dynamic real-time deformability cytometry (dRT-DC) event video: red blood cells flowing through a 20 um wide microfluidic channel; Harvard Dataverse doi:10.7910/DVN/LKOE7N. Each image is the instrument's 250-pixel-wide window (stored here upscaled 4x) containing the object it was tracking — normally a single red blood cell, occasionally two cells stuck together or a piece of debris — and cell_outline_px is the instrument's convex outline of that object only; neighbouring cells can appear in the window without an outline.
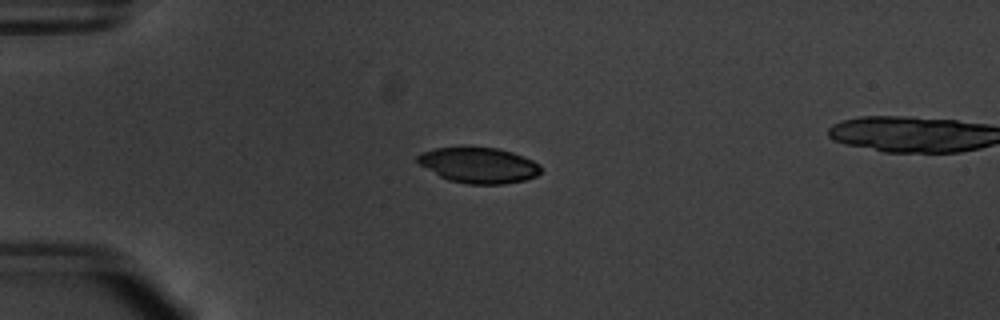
{"species": "common noctule bat (a hibernating species)", "species_latin": "Nyctalus noctula", "temperature_condition": "warm", "stored_images_in_passage": 56, "camera_frame_rate_fps": 3000, "um_per_image_px": 0.085, "animal": {"sex": "male", "body_mass_g": 20.1, "forearm_length_mm": 53.5}, "frame": {"image": 1, "passage_image": 16, "time_ms": 5.0, "image_size_px": [1000, 320], "cell_outline_px": [[540, 172], [536, 176], [524, 180], [504, 184], [468, 184], [448, 180], [440, 176], [420, 164], [416, 160], [416, 156], [420, 152], [436, 148], [496, 148], [512, 152], [524, 156], [540, 164]], "centroid_in_image_um": [40.7, 14.05], "position_along_channel_um": 44.3, "area_um2": 25.32}}
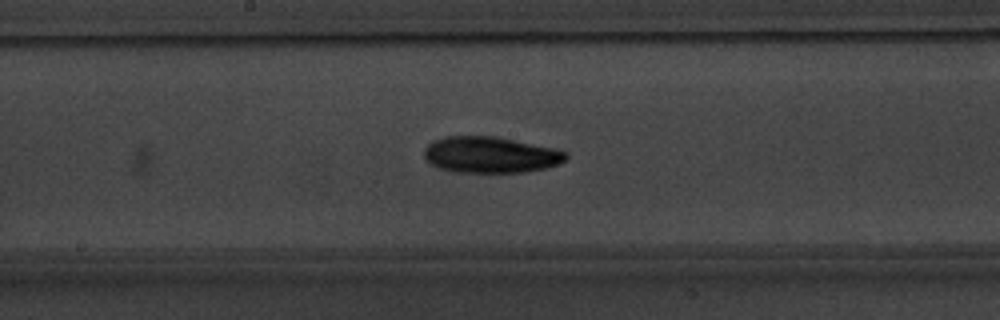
{"frame": {"image": 2, "passage_image": 31, "time_ms": 10.0, "image_size_px": [1000, 320], "cell_outline_px": [[568, 156], [564, 160], [548, 168], [524, 172], [456, 172], [440, 168], [432, 164], [424, 156], [424, 148], [432, 140], [444, 136], [496, 136], [556, 148], [568, 152]], "centroid_in_image_um": [41.7, 13.14], "position_along_channel_um": 206.5, "area_um2": 30.06}}
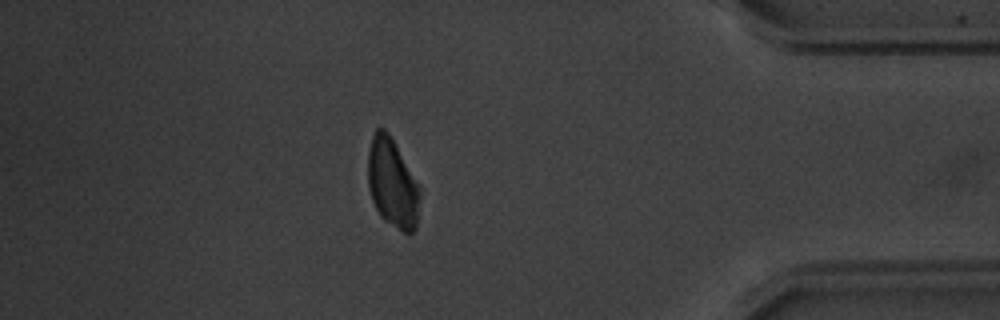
{"frame": {"image": 3, "passage_image": 49, "time_ms": 16.0, "image_size_px": [1000, 320], "cell_outline_px": [[420, 192], [416, 228], [412, 232], [404, 232], [384, 220], [380, 216], [372, 200], [368, 188], [368, 152], [372, 136], [376, 128], [384, 128], [388, 132], [416, 184]], "centroid_in_image_um": [33.3, 15.59], "position_along_channel_um": 401.9, "area_um2": 26.18}}